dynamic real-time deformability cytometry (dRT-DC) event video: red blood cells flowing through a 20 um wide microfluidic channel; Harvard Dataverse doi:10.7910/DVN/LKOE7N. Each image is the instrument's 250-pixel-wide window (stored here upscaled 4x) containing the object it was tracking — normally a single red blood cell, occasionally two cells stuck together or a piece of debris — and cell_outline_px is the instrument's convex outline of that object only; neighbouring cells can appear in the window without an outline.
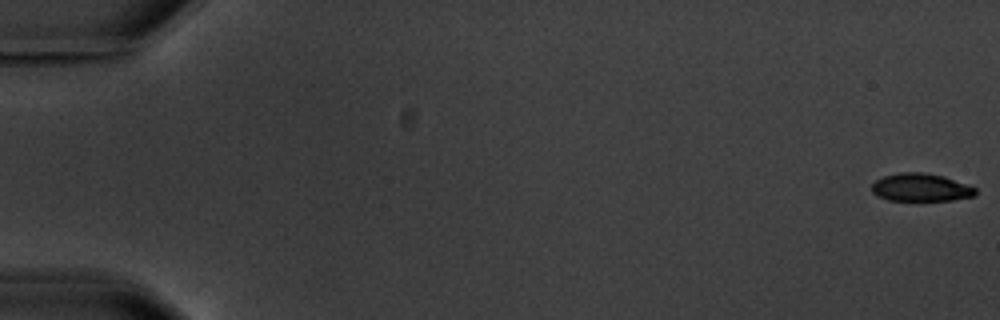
{"species": "common noctule bat (a hibernating species)", "species_latin": "Nyctalus noctula", "temperature_condition": "warm", "stored_images_in_passage": 8, "camera_frame_rate_fps": 3000, "um_per_image_px": 0.085, "animal": {"sex": "male", "body_mass_g": 20.1, "forearm_length_mm": 53.5}, "frame": {"image": 1, "passage_image": 1, "time_ms": 0.0, "image_size_px": [1000, 320], "cell_outline_px": [[976, 196], [952, 200], [916, 204], [888, 200], [876, 196], [872, 192], [872, 184], [876, 180], [884, 176], [904, 172], [924, 172], [944, 176], [976, 188]], "centroid_in_image_um": [78.26, 16.0], "position_along_channel_um": 6.7, "area_um2": 17.74}}
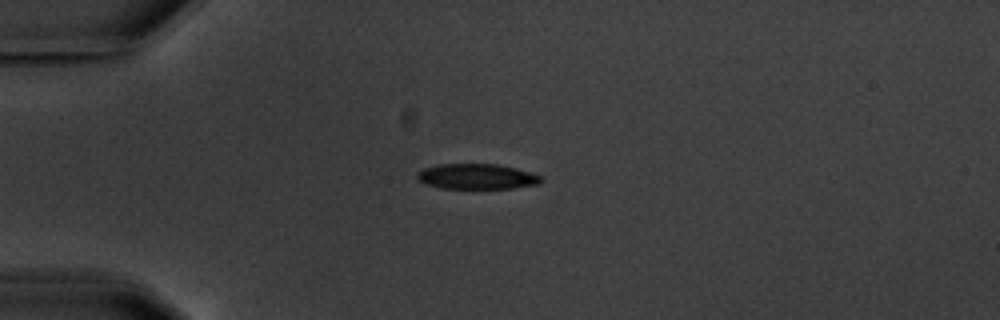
{"frame": {"image": 2, "passage_image": 5, "time_ms": 5.0, "image_size_px": [1000, 320], "cell_outline_px": [[544, 180], [540, 184], [512, 188], [440, 188], [424, 184], [416, 176], [416, 172], [424, 168], [440, 164], [496, 164], [516, 168], [540, 176]], "centroid_in_image_um": [40.51, 15.0], "position_along_channel_um": 44.5, "area_um2": 18.26}}
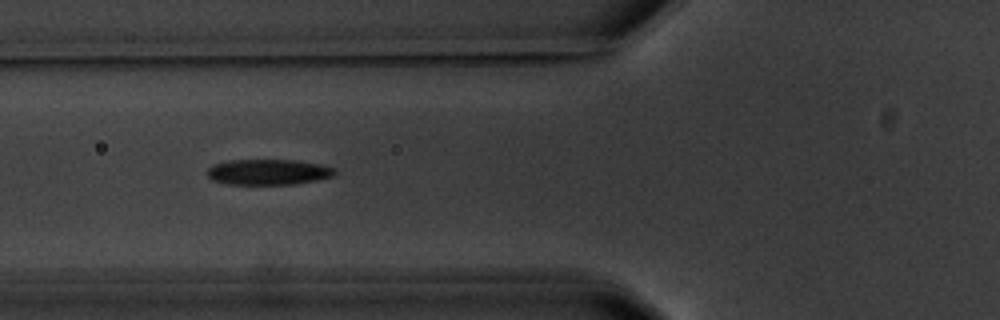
{"frame": {"image": 3, "passage_image": 7, "time_ms": 7.333, "image_size_px": [1000, 320], "cell_outline_px": [[336, 172], [332, 176], [316, 180], [296, 184], [228, 184], [212, 180], [208, 176], [208, 168], [212, 164], [228, 160], [296, 160], [320, 164], [336, 168]], "centroid_in_image_um": [22.8, 14.61], "position_along_channel_um": 103.0, "area_um2": 19.07}}